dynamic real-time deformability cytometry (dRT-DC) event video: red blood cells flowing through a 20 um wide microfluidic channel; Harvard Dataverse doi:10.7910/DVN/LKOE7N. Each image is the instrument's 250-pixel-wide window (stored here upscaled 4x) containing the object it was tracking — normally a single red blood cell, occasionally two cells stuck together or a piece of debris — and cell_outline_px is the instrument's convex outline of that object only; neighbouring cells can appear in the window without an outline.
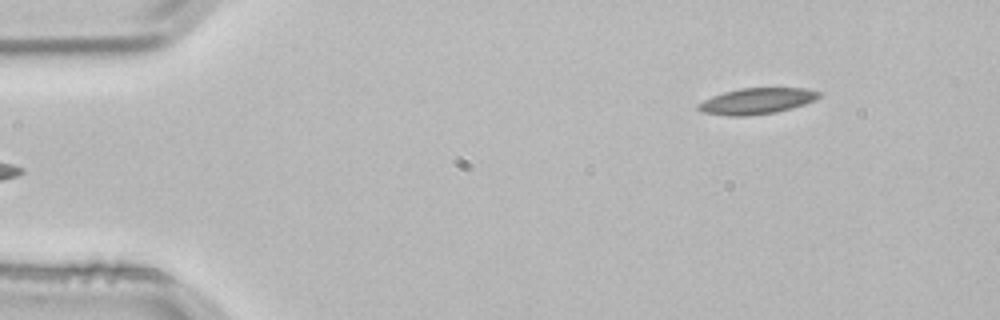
{"species": "common noctule bat (a hibernating species)", "species_latin": "Nyctalus noctula", "temperature_condition": "room temperature", "stored_images_in_passage": 3, "segment_of_instrument_passage": [2, 2], "camera_frame_rate_fps": 3000, "um_per_image_px": 0.085, "animal": {"sex": "male", "body_mass_g": 21.5, "forearm_length_mm": 52.0}, "frame": {"image": 1, "passage_image": 3, "time_ms": 0.667, "image_size_px": [1000, 320], "cell_outline_px": [[824, 92], [816, 100], [792, 108], [776, 112], [744, 116], [728, 116], [704, 112], [696, 108], [696, 104], [712, 96], [724, 92], [740, 88], [804, 88]], "centroid_in_image_um": [64.35, 8.58], "position_along_channel_um": 20.7, "area_um2": 18.38}}